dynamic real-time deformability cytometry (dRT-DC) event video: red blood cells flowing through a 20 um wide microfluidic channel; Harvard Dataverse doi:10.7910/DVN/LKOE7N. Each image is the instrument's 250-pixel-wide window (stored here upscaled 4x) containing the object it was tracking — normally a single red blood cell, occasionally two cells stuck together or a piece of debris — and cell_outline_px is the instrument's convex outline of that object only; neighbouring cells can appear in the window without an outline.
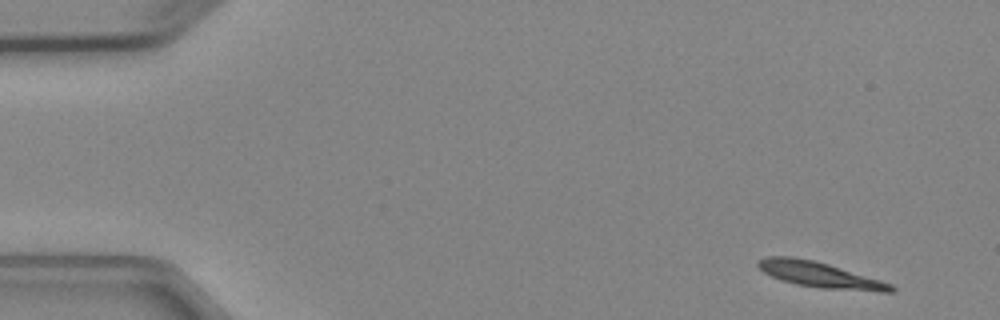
{"species": "Egyptian fruit bat (a non-hibernating species)", "species_latin": "Rousettus aegyptiacus", "temperature_condition": "cold", "stored_images_in_passage": 5, "segment_of_instrument_passage": [1, 2], "camera_frame_rate_fps": 3000, "um_per_image_px": 0.085, "animal": {"sex": "female"}, "frame": {"image": 1, "passage_image": 1, "time_ms": 0.0, "image_size_px": [1000, 320], "cell_outline_px": [[896, 292], [880, 292], [820, 288], [796, 284], [780, 280], [764, 272], [756, 264], [756, 260], [768, 256], [792, 256], [812, 260], [828, 264], [880, 280], [892, 284], [896, 288]], "centroid_in_image_um": [69.68, 23.36], "position_along_channel_um": 15.3, "area_um2": 19.83}}